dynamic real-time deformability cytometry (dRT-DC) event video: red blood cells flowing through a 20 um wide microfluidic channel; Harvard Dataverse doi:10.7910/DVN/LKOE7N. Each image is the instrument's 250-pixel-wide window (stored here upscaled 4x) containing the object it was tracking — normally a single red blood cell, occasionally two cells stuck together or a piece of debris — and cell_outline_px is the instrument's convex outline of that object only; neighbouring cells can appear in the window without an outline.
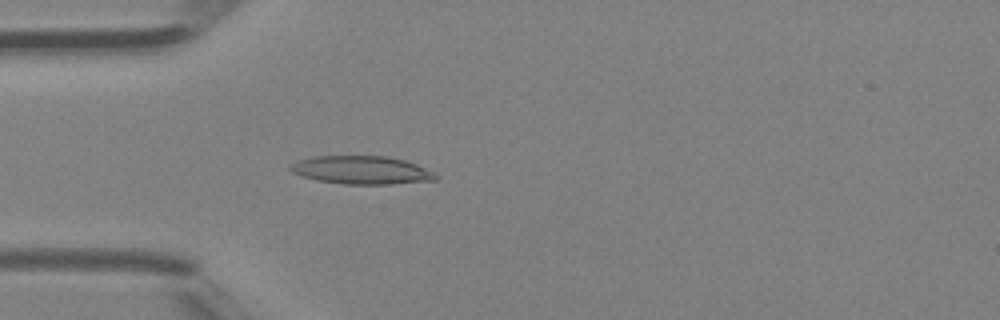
{"species": "Egyptian fruit bat (a non-hibernating species)", "species_latin": "Rousettus aegyptiacus", "temperature_condition": "room temperature", "stored_images_in_passage": 34, "camera_frame_rate_fps": 3000, "um_per_image_px": 0.085, "animal": {"sex": "female"}, "frame": {"image": 1, "passage_image": 1, "time_ms": 0.0, "image_size_px": [1000, 320], "cell_outline_px": [[440, 180], [392, 184], [344, 184], [320, 180], [304, 176], [292, 172], [288, 168], [288, 164], [300, 160], [316, 156], [388, 156], [404, 160], [416, 164], [440, 176]], "centroid_in_image_um": [30.77, 14.46], "position_along_channel_um": 54.2, "area_um2": 23.81}}
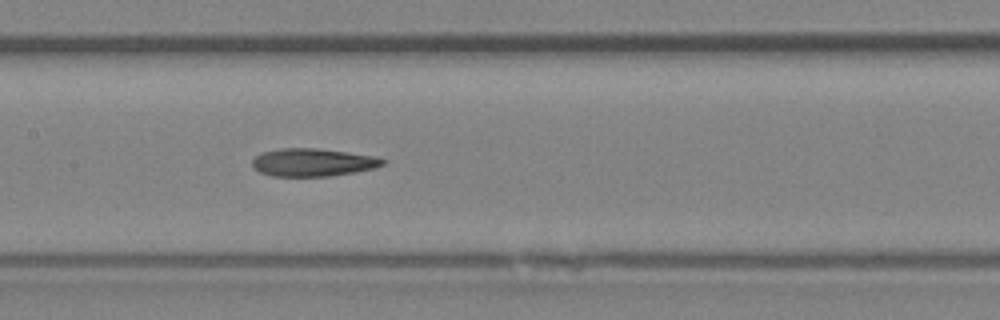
{"frame": {"image": 2, "passage_image": 10, "time_ms": 3.0, "image_size_px": [1000, 320], "cell_outline_px": [[388, 160], [384, 164], [376, 168], [356, 172], [328, 176], [272, 176], [260, 172], [252, 168], [252, 160], [260, 152], [280, 148], [316, 148], [348, 152], [376, 156]], "centroid_in_image_um": [26.6, 13.8], "position_along_channel_um": 180.8, "area_um2": 21.44}}
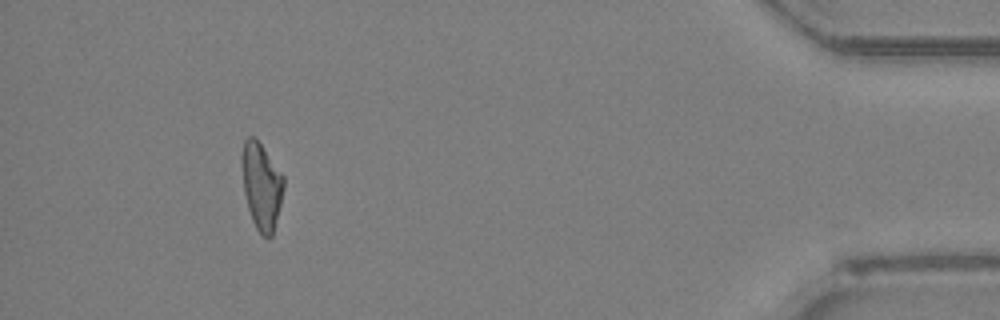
{"frame": {"image": 3, "passage_image": 30, "time_ms": 9.667, "image_size_px": [1000, 320], "cell_outline_px": [[284, 188], [272, 236], [268, 240], [256, 228], [252, 220], [248, 208], [244, 192], [240, 164], [240, 156], [244, 140], [248, 136], [252, 136], [260, 144], [284, 176]], "centroid_in_image_um": [22.2, 15.8], "position_along_channel_um": 413.0, "area_um2": 21.1}, "authors_computed_cell_mechanics": {"area_um2": 21.4438, "velocity_mm_per_s": 4.4583, "shape_relaxation_time_tau1_ms": 6.3348, "shape_relaxation_time_tau2_ms": 3.7348, "deformation_change_tau1": 0.2086, "deformation_change_tau2": 0.154}}